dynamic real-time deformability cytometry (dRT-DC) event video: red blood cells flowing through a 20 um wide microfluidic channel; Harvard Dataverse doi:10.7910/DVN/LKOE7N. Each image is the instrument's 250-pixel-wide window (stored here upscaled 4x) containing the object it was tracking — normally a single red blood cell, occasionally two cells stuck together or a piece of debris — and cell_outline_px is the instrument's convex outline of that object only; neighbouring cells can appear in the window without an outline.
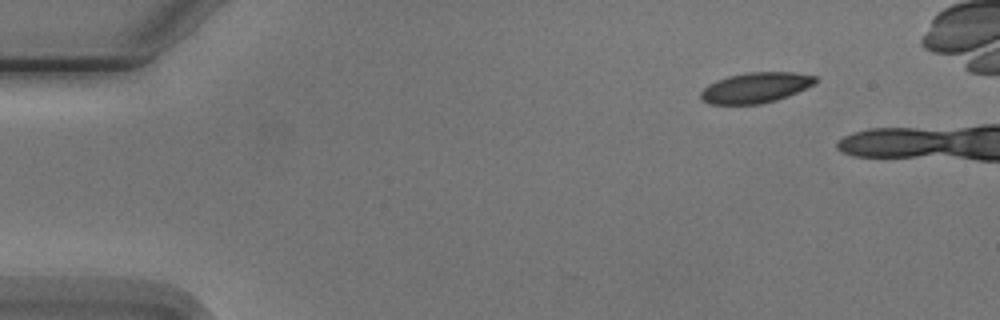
{"species": "Egyptian fruit bat (a non-hibernating species)", "species_latin": "Rousettus aegyptiacus", "temperature_condition": "cold", "stored_images_in_passage": 4, "camera_frame_rate_fps": 3000, "um_per_image_px": 0.085, "animal": {"sex": "male"}, "frame": {"image": 1, "passage_image": 1, "time_ms": 0.0, "image_size_px": [1000, 320], "cell_outline_px": [[816, 84], [776, 100], [760, 104], [708, 104], [700, 96], [700, 92], [708, 84], [716, 80], [728, 76], [744, 72], [796, 72], [816, 76]], "centroid_in_image_um": [64.22, 7.44], "position_along_channel_um": 20.8, "area_um2": 20.35}}